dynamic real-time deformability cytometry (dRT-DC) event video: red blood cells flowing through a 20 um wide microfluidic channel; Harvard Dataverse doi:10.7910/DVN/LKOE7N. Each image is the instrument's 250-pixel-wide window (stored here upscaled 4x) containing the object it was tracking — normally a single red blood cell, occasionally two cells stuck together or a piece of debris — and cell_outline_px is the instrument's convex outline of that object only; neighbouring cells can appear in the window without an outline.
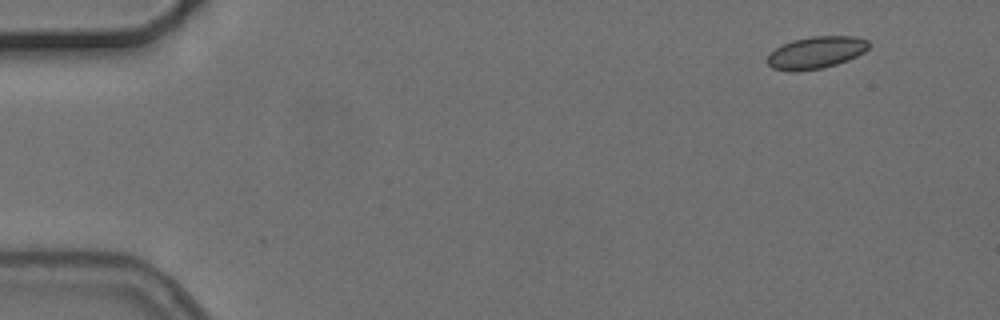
{"species": "common noctule bat (a hibernating species)", "species_latin": "Nyctalus noctula", "temperature_condition": "cold", "stored_images_in_passage": 4, "segment_of_instrument_passage": [2, 2], "camera_frame_rate_fps": 3000, "um_per_image_px": 0.085, "animal": {"sex": "female", "body_mass_g": 24.6, "forearm_length_mm": 56.2}, "frame": {"image": 1, "passage_image": 4, "time_ms": 4.333, "image_size_px": [1000, 320], "cell_outline_px": [[868, 48], [864, 52], [848, 60], [824, 68], [796, 72], [788, 72], [772, 68], [764, 60], [776, 48], [792, 40], [812, 36], [856, 36], [868, 40]], "centroid_in_image_um": [69.34, 4.48], "position_along_channel_um": 15.7, "area_um2": 19.13}}